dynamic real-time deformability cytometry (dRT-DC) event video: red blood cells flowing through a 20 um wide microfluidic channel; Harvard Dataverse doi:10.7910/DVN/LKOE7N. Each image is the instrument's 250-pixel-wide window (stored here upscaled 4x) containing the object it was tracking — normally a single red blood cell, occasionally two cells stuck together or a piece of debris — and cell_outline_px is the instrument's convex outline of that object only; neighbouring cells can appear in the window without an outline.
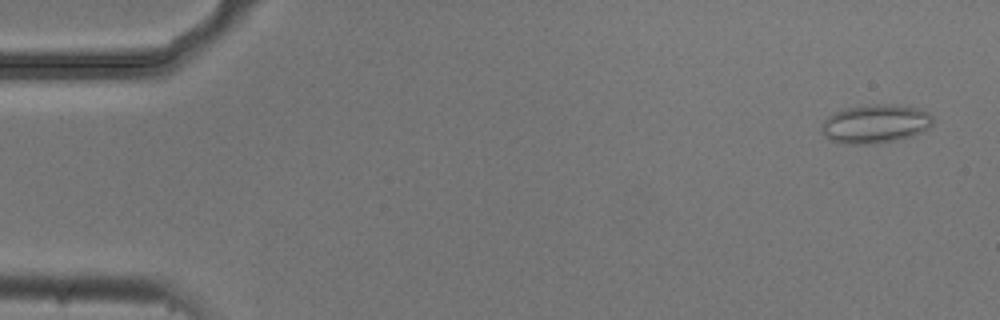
{"species": "common noctule bat (a hibernating species)", "species_latin": "Nyctalus noctula", "temperature_condition": "cold", "stored_images_in_passage": 4, "camera_frame_rate_fps": 3000, "um_per_image_px": 0.085, "animal": {"sex": "male", "body_mass_g": 20.5, "forearm_length_mm": 52.5}, "frame": {"image": 1, "passage_image": 1, "time_ms": 0.0, "image_size_px": [1000, 320], "cell_outline_px": [[932, 124], [928, 128], [912, 136], [892, 140], [868, 144], [840, 144], [828, 140], [824, 136], [820, 128], [824, 120], [828, 116], [844, 108], [876, 104], [892, 104], [916, 108], [928, 112], [932, 116]], "centroid_in_image_um": [74.35, 10.53], "position_along_channel_um": 10.7, "area_um2": 25.03}}
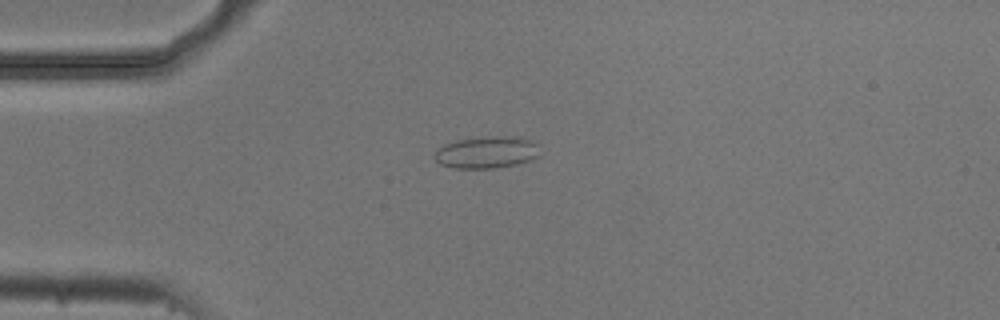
{"frame": {"image": 2, "passage_image": 4, "time_ms": 1.0, "image_size_px": [1000, 320], "cell_outline_px": [[536, 156], [532, 160], [516, 164], [496, 168], [456, 168], [440, 164], [432, 156], [432, 152], [444, 144], [456, 140], [488, 136], [516, 136], [532, 140], [536, 144]], "centroid_in_image_um": [41.3, 12.94], "position_along_channel_um": 43.7, "area_um2": 19.65}}